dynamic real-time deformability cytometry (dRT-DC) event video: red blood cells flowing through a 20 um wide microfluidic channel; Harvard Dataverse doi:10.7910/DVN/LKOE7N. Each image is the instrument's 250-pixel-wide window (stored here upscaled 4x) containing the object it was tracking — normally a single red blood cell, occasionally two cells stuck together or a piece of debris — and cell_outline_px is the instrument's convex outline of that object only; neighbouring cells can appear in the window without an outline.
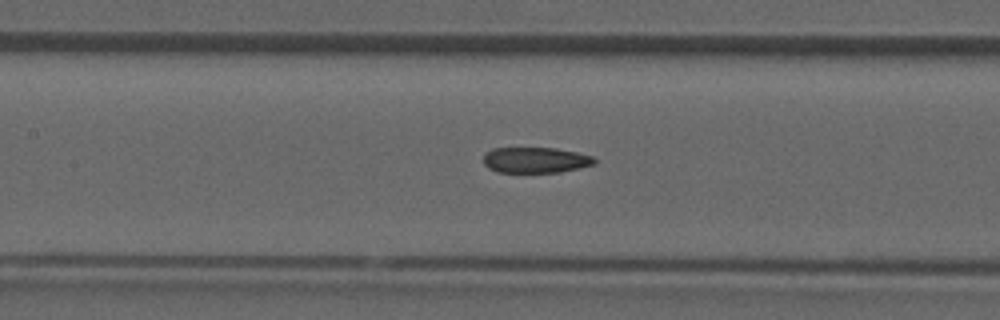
{"species": "common noctule bat (a hibernating species)", "species_latin": "Nyctalus noctula", "temperature_condition": "room temperature", "stored_images_in_passage": 45, "camera_frame_rate_fps": 3000, "um_per_image_px": 0.085, "animal": {"sex": "male", "forearm_length_mm": 52.5}, "frame": {"image": 1, "passage_image": 20, "time_ms": 6.333, "image_size_px": [1000, 320], "cell_outline_px": [[596, 164], [580, 168], [560, 172], [496, 172], [488, 168], [484, 164], [484, 156], [492, 148], [556, 148], [576, 152], [592, 156], [596, 160]], "centroid_in_image_um": [45.54, 13.61], "position_along_channel_um": 161.9, "area_um2": 16.65}}